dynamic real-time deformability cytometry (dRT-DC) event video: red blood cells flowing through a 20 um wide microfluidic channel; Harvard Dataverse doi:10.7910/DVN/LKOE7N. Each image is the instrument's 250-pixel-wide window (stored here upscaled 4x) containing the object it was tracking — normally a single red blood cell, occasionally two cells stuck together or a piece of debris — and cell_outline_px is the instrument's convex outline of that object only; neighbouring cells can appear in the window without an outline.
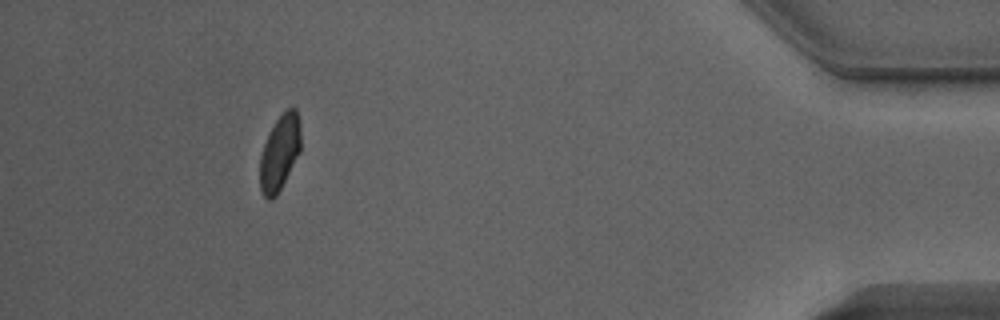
{"species": "Egyptian fruit bat (a non-hibernating species)", "species_latin": "Rousettus aegyptiacus", "temperature_condition": "warm", "stored_images_in_passage": 54, "camera_frame_rate_fps": 3000, "um_per_image_px": 0.085, "animal": {"sex": "male"}, "frame": {"image": 1, "passage_image": 54, "time_ms": 17.667, "image_size_px": [1000, 320], "cell_outline_px": [[300, 152], [276, 196], [272, 200], [268, 200], [264, 196], [260, 188], [260, 156], [264, 144], [276, 120], [288, 108], [296, 108], [300, 124]], "centroid_in_image_um": [23.77, 13.0], "position_along_channel_um": 411.4, "area_um2": 17.69}}